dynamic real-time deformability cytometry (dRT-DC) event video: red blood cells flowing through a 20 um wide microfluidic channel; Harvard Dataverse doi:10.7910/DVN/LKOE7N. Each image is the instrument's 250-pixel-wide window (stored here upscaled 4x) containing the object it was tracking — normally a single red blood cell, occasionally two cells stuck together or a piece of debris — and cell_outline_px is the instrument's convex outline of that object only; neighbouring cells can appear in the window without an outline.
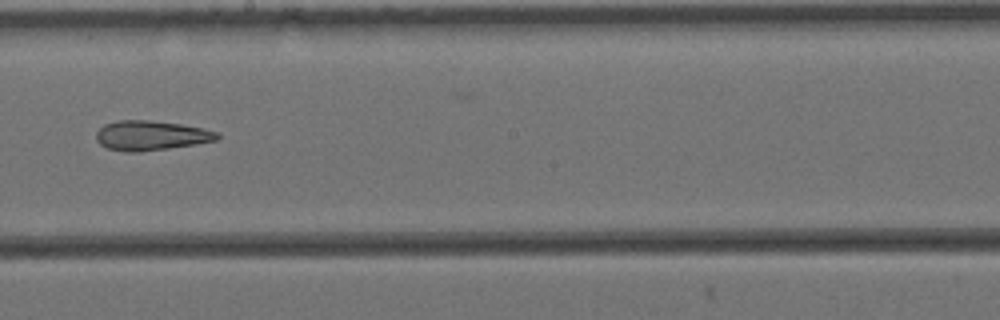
{"species": "Egyptian fruit bat (a non-hibernating species)", "species_latin": "Rousettus aegyptiacus", "temperature_condition": "cold", "stored_images_in_passage": 16, "camera_frame_rate_fps": 3000, "um_per_image_px": 0.085, "animal": {"sex": "female"}, "frame": {"image": 1, "passage_image": 9, "time_ms": 2.667, "image_size_px": [1000, 320], "cell_outline_px": [[220, 136], [216, 140], [196, 144], [140, 152], [124, 152], [108, 148], [100, 144], [96, 140], [96, 132], [104, 124], [116, 120], [148, 120], [180, 124], [200, 128], [216, 132]], "centroid_in_image_um": [12.78, 11.52], "position_along_channel_um": 235.4, "area_um2": 20.81}}
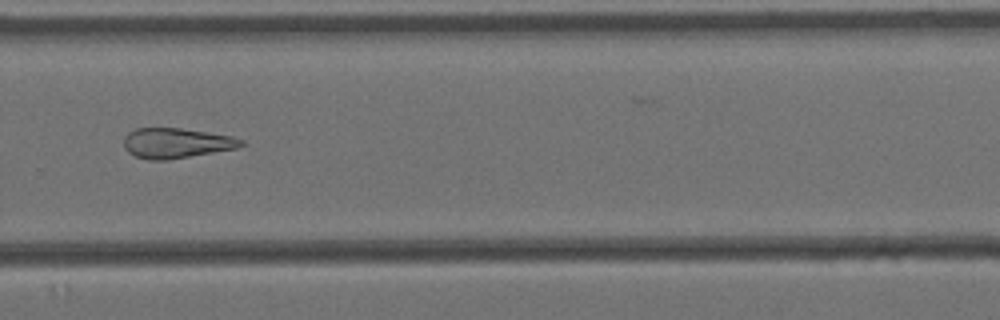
{"frame": {"image": 2, "passage_image": 11, "time_ms": 3.333, "image_size_px": [1000, 320], "cell_outline_px": [[244, 144], [236, 148], [168, 160], [148, 160], [136, 156], [128, 152], [124, 148], [124, 136], [128, 132], [136, 128], [180, 128], [232, 136], [244, 140]], "centroid_in_image_um": [14.95, 12.16], "position_along_channel_um": 314.8, "area_um2": 20.52}}